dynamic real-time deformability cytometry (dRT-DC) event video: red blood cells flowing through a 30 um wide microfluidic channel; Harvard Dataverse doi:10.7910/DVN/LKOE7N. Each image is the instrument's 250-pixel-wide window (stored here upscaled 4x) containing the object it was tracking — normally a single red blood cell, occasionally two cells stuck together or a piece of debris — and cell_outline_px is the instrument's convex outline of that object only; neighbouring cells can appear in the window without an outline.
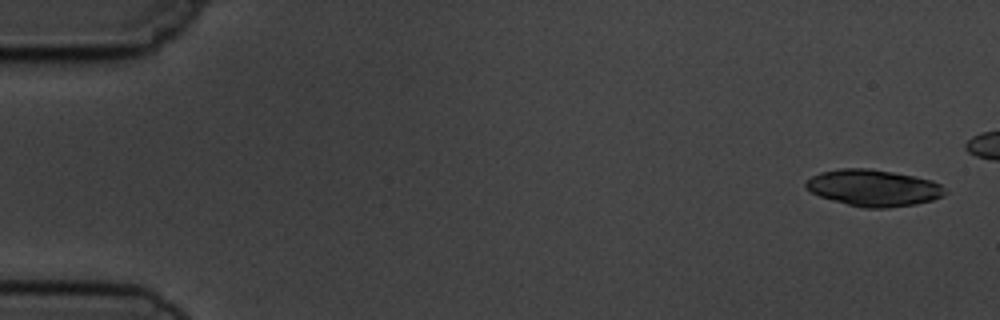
{"species": "common noctule bat (a hibernating species)", "species_latin": "Nyctalus noctula", "temperature_condition": "cold", "stored_images_in_passage": 6, "camera_frame_rate_fps": 3000, "um_per_image_px": 0.085, "animal": {"sex": "male", "body_mass_g": 19.5, "forearm_length_mm": 54.6}, "frame": {"image": 1, "passage_image": 1, "time_ms": 0.0, "image_size_px": [1000, 320], "cell_outline_px": [[948, 192], [944, 196], [932, 200], [916, 204], [888, 208], [864, 208], [832, 200], [820, 196], [804, 188], [804, 184], [812, 176], [820, 172], [840, 168], [868, 168], [916, 176], [932, 180], [940, 184]], "centroid_in_image_um": [74.26, 15.97], "position_along_channel_um": 10.7, "area_um2": 29.77}}